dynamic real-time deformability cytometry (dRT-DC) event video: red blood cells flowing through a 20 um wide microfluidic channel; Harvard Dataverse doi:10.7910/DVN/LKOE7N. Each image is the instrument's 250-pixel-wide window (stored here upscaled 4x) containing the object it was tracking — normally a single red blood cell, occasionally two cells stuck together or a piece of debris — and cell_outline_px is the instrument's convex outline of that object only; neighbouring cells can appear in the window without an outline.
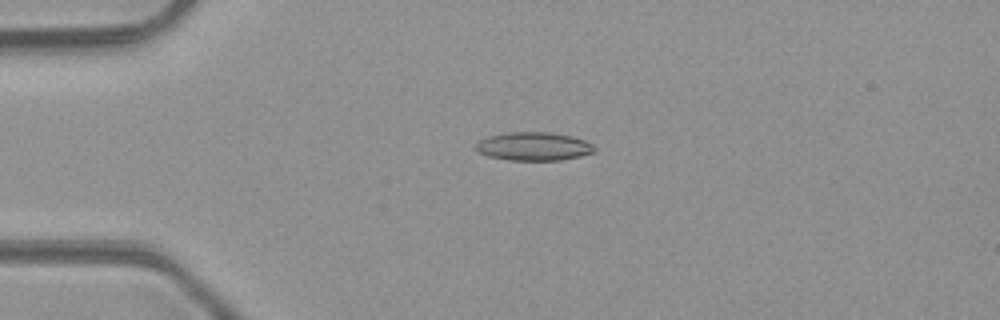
{"species": "common noctule bat (a hibernating species)", "species_latin": "Nyctalus noctula", "temperature_condition": "room temperature", "stored_images_in_passage": 3, "camera_frame_rate_fps": 3000, "um_per_image_px": 0.085, "animal": {"sex": "male", "body_mass_g": 23.1, "forearm_length_mm": 52.7}, "frame": {"image": 1, "passage_image": 3, "time_ms": 2.333, "image_size_px": [1000, 320], "cell_outline_px": [[596, 152], [580, 156], [560, 160], [508, 160], [488, 156], [480, 152], [476, 148], [476, 144], [480, 140], [488, 136], [508, 132], [548, 132], [572, 136], [584, 140], [592, 144], [596, 148]], "centroid_in_image_um": [45.39, 12.44], "position_along_channel_um": 39.6, "area_um2": 19.59}}